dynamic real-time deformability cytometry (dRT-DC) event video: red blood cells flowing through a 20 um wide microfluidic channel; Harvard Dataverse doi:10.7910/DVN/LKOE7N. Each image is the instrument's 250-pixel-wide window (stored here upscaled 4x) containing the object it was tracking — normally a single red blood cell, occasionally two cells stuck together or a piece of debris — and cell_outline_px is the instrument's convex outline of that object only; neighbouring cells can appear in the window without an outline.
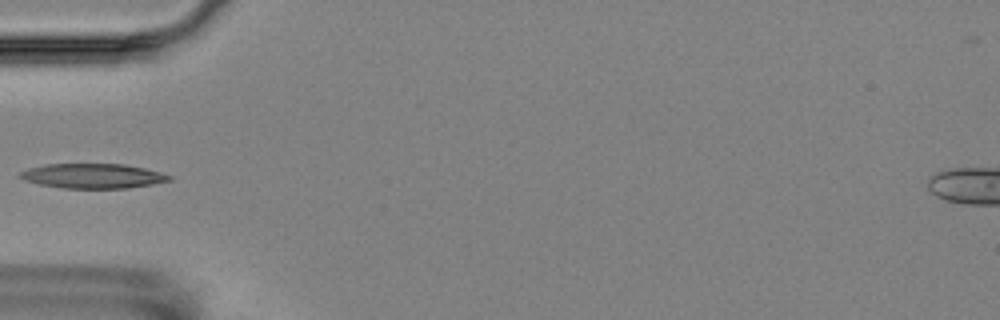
{"species": "Egyptian fruit bat (a non-hibernating species)", "species_latin": "Rousettus aegyptiacus", "temperature_condition": "room temperature", "stored_images_in_passage": 6, "camera_frame_rate_fps": 3000, "um_per_image_px": 0.085, "animal": {"sex": "female"}, "frame": {"image": 1, "passage_image": 5, "time_ms": 4.667, "image_size_px": [1000, 320], "cell_outline_px": [[172, 180], [152, 184], [128, 188], [64, 188], [40, 184], [24, 180], [20, 176], [20, 172], [28, 168], [44, 164], [124, 164], [144, 168], [160, 172], [172, 176]], "centroid_in_image_um": [7.9, 14.95], "position_along_channel_um": 77.1, "area_um2": 21.39}}